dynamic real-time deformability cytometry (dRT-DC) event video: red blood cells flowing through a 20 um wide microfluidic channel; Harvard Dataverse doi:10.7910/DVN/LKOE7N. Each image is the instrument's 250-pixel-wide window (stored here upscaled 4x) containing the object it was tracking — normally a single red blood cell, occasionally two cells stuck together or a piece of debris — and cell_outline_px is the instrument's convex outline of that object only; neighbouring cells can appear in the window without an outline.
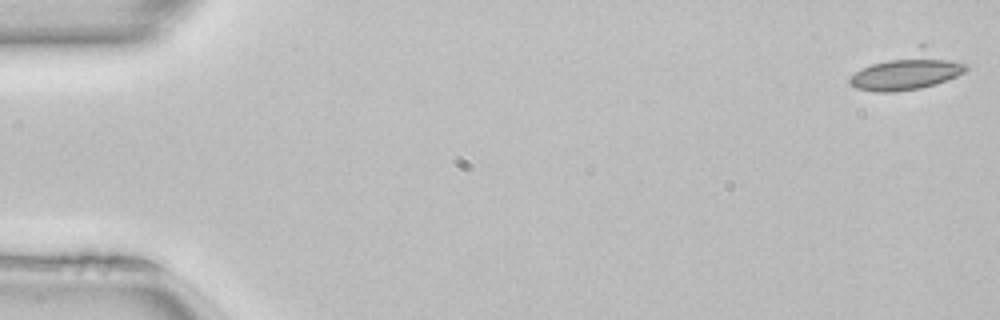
{"species": "common noctule bat (a hibernating species)", "species_latin": "Nyctalus noctula", "temperature_condition": "room temperature", "stored_images_in_passage": 32, "camera_frame_rate_fps": 3000, "um_per_image_px": 0.085, "animal": {"sex": "female", "body_mass_g": 22.7, "forearm_length_mm": 54.2}, "frame": {"image": 1, "passage_image": 1, "time_ms": 0.0, "image_size_px": [1000, 320], "cell_outline_px": [[968, 68], [964, 72], [956, 76], [936, 84], [920, 88], [896, 92], [872, 92], [856, 88], [848, 80], [856, 72], [872, 64], [920, 44], [924, 44], [968, 64]], "centroid_in_image_um": [77.23, 6.02], "position_along_channel_um": 7.8, "area_um2": 25.2}}
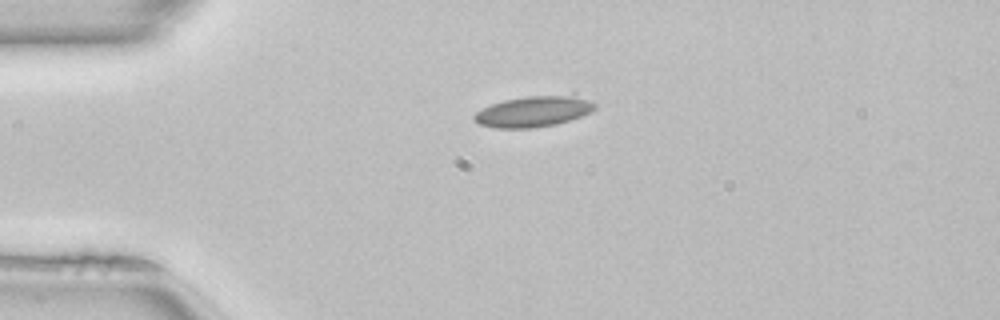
{"frame": {"image": 2, "passage_image": 12, "time_ms": 3.667, "image_size_px": [1000, 320], "cell_outline_px": [[596, 108], [592, 112], [556, 124], [528, 128], [496, 128], [480, 124], [472, 116], [476, 112], [492, 104], [504, 100], [528, 96], [572, 92], [576, 92], [596, 104]], "centroid_in_image_um": [45.46, 9.42], "position_along_channel_um": 39.5, "area_um2": 22.14}}